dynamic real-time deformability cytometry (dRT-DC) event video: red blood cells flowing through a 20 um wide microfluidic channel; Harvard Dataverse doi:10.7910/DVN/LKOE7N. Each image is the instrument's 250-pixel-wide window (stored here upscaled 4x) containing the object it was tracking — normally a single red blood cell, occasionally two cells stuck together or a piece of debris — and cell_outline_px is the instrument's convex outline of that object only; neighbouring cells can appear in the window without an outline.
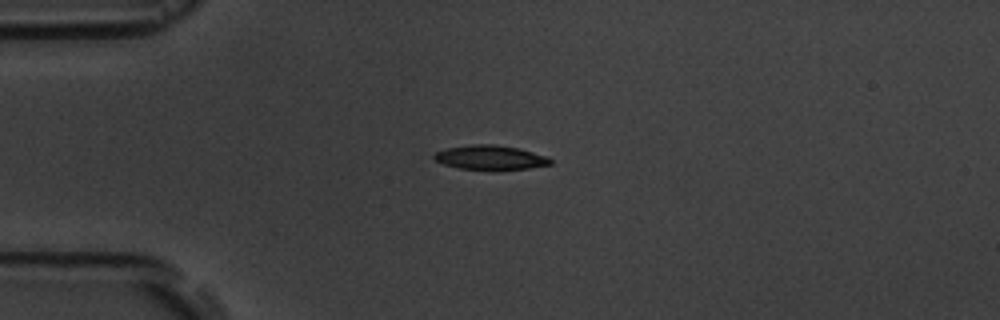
{"species": "common noctule bat (a hibernating species)", "species_latin": "Nyctalus noctula", "temperature_condition": "room temperature", "stored_images_in_passage": 14, "camera_frame_rate_fps": 3000, "um_per_image_px": 0.085, "animal": {"sex": "male", "body_mass_g": 19.5, "forearm_length_mm": 54.6}, "frame": {"image": 1, "passage_image": 3, "time_ms": 2.333, "image_size_px": [1000, 320], "cell_outline_px": [[552, 164], [528, 168], [496, 172], [460, 168], [444, 164], [436, 160], [432, 156], [436, 152], [448, 148], [472, 144], [492, 144], [520, 148], [548, 156], [552, 160]], "centroid_in_image_um": [41.73, 13.41], "position_along_channel_um": 43.3, "area_um2": 16.99}}
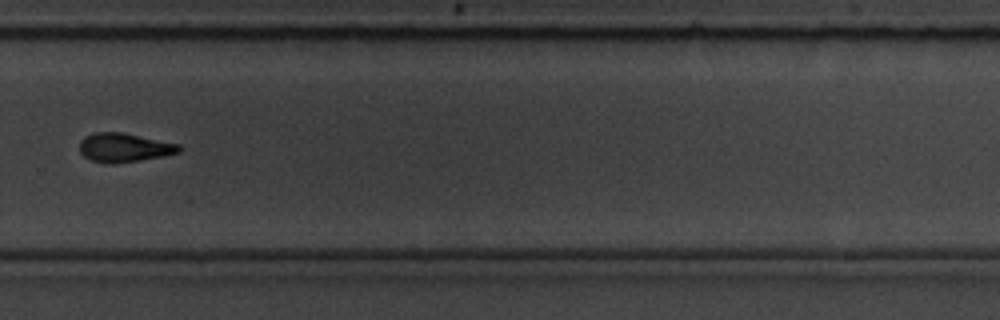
{"frame": {"image": 2, "passage_image": 10, "time_ms": 10.333, "image_size_px": [1000, 320], "cell_outline_px": [[184, 148], [180, 152], [164, 156], [116, 164], [108, 164], [92, 160], [84, 156], [80, 152], [80, 140], [84, 136], [96, 132], [124, 132], [180, 144]], "centroid_in_image_um": [10.59, 12.54], "position_along_channel_um": 319.2, "area_um2": 17.05}}
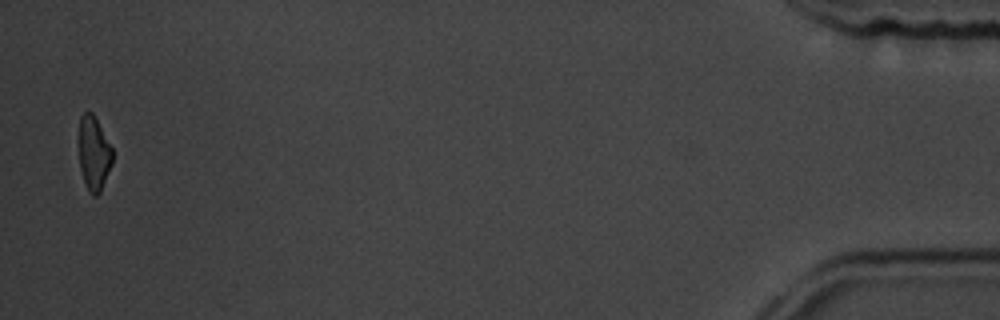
{"frame": {"image": 3, "passage_image": 14, "time_ms": 15.667, "image_size_px": [1000, 320], "cell_outline_px": [[112, 164], [100, 192], [96, 196], [92, 196], [88, 192], [84, 184], [80, 168], [80, 116], [84, 112], [92, 112], [112, 148]], "centroid_in_image_um": [7.98, 13.09], "position_along_channel_um": 427.2, "area_um2": 14.28}, "authors_computed_cell_mechanics": {"area_um2": 16.6753, "velocity_mm_per_s": 3.7387, "shape_relaxation_time_tau1_ms": 2.4846, "shape_relaxation_time_tau2_ms": null, "deformation_change_tau1": 0.1026, "deformation_change_tau2": null}}